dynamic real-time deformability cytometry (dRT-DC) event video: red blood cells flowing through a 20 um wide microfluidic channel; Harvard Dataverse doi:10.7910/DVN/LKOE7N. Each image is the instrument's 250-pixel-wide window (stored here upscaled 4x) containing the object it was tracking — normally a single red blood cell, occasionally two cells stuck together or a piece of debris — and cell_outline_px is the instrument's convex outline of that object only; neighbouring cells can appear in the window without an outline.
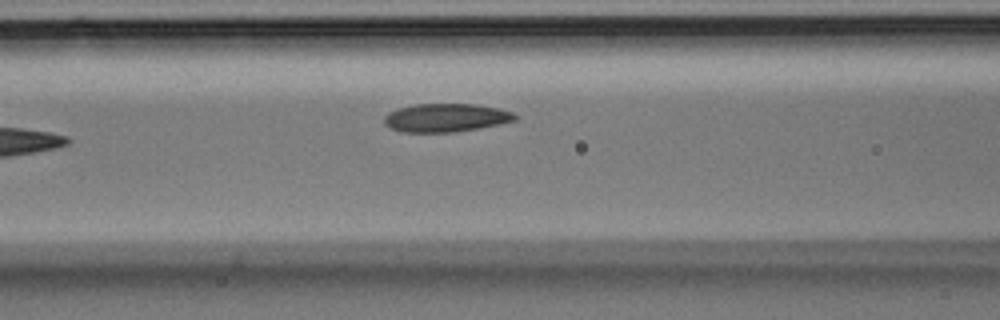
{"species": "Egyptian fruit bat (a non-hibernating species)", "species_latin": "Rousettus aegyptiacus", "temperature_condition": "room temperature", "stored_images_in_passage": 7, "camera_frame_rate_fps": 3000, "um_per_image_px": 0.085, "animal": {"sex": "male"}, "frame": {"image": 1, "passage_image": 7, "time_ms": 2.0, "image_size_px": [1000, 320], "cell_outline_px": [[520, 116], [516, 120], [500, 124], [480, 128], [452, 132], [404, 132], [392, 128], [384, 124], [384, 116], [388, 112], [396, 108], [416, 104], [476, 104], [496, 108], [512, 112]], "centroid_in_image_um": [37.9, 10.0], "position_along_channel_um": 128.7, "area_um2": 21.68}}